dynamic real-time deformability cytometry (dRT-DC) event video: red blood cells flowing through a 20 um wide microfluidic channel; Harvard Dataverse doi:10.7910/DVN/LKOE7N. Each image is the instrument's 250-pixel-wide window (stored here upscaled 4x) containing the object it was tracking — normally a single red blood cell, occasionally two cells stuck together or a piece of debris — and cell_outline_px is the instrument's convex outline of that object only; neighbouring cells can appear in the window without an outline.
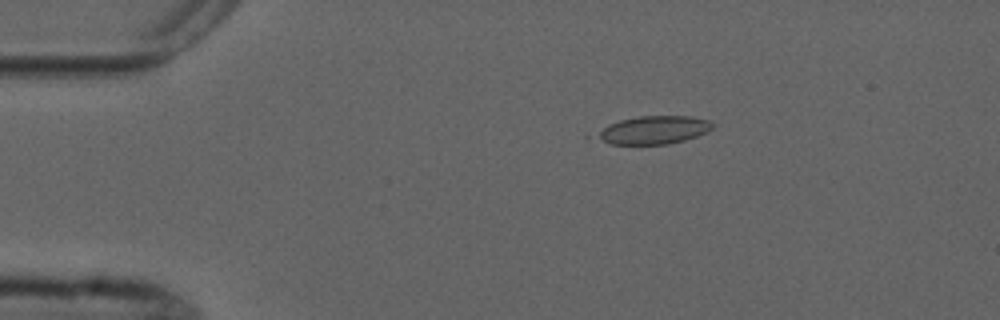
{"species": "common noctule bat (a hibernating species)", "species_latin": "Nyctalus noctula", "temperature_condition": "cold", "stored_images_in_passage": 4, "camera_frame_rate_fps": 3000, "um_per_image_px": 0.085, "animal": {"sex": "male", "forearm_length_mm": 52.5}, "frame": {"image": 1, "passage_image": 3, "time_ms": 2.333, "image_size_px": [1000, 320], "cell_outline_px": [[716, 124], [708, 132], [684, 140], [668, 144], [612, 144], [596, 136], [596, 132], [608, 124], [620, 120], [640, 116], [692, 116], [708, 120]], "centroid_in_image_um": [55.61, 11.04], "position_along_channel_um": 29.4, "area_um2": 18.84}}